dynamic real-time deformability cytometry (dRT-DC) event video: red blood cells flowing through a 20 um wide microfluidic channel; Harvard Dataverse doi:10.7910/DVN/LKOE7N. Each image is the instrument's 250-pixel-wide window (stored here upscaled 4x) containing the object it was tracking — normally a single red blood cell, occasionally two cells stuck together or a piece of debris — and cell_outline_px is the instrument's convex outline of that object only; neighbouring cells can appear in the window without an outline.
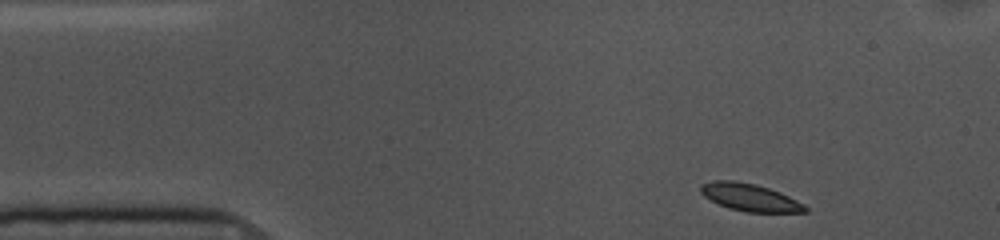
{"species": "common noctule bat (a hibernating species)", "species_latin": "Nyctalus noctula", "temperature_condition": "cold", "stored_images_in_passage": 50, "camera_frame_rate_fps": 3000, "um_per_image_px": 0.085, "animal": {"sex": "female", "body_mass_g": 10.0, "forearm_length_mm": 53.1}, "frame": {"image": 1, "passage_image": 1, "time_ms": 0.0, "image_size_px": [1000, 240], "cell_outline_px": [[808, 212], [744, 212], [728, 208], [704, 196], [700, 192], [700, 184], [712, 180], [732, 180], [756, 184], [780, 192], [804, 204], [808, 208]], "centroid_in_image_um": [63.73, 16.77], "position_along_channel_um": 21.3, "area_um2": 16.7}}
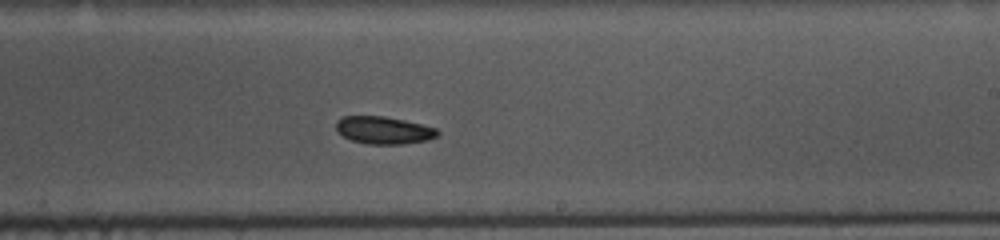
{"frame": {"image": 2, "passage_image": 26, "time_ms": 8.333, "image_size_px": [1000, 240], "cell_outline_px": [[440, 136], [428, 140], [400, 144], [368, 144], [352, 140], [336, 132], [336, 120], [344, 116], [384, 116], [404, 120], [436, 128], [440, 132]], "centroid_in_image_um": [32.62, 11.07], "position_along_channel_um": 256.4, "area_um2": 16.3}}
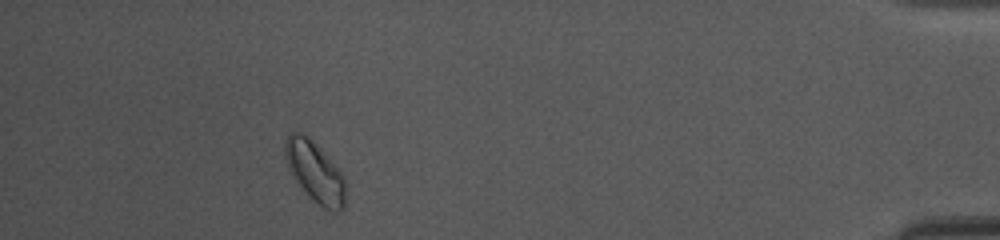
{"frame": {"image": 3, "passage_image": 44, "time_ms": 14.333, "image_size_px": [1000, 240], "cell_outline_px": [[348, 184], [344, 208], [336, 212], [332, 212], [324, 208], [300, 184], [288, 168], [284, 152], [284, 144], [288, 136], [292, 132], [300, 132], [308, 136], [344, 176]], "centroid_in_image_um": [26.82, 14.61], "position_along_channel_um": 408.4, "area_um2": 20.87}, "authors_computed_cell_mechanics": {"area_um2": 17.1377, "velocity_mm_per_s": 3.5693, "shape_relaxation_time_tau1_ms": 2.1946, "shape_relaxation_time_tau2_ms": null, "deformation_change_tau1": 0.0651, "deformation_change_tau2": null}}